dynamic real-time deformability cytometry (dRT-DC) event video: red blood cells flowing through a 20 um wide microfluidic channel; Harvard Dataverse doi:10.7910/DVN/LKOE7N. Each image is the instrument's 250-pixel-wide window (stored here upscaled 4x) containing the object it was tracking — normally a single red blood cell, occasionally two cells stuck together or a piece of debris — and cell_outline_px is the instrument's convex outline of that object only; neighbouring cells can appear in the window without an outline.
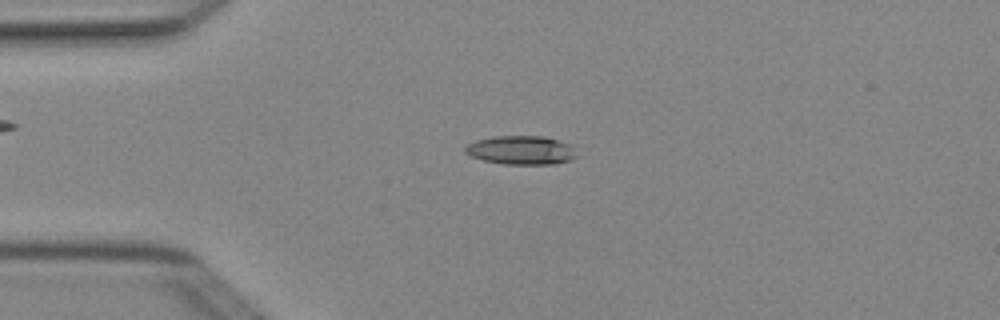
{"species": "Egyptian fruit bat (a non-hibernating species)", "species_latin": "Rousettus aegyptiacus", "temperature_condition": "cold", "stored_images_in_passage": 2, "camera_frame_rate_fps": 3000, "um_per_image_px": 0.085, "animal": {"sex": "female"}, "frame": {"image": 1, "passage_image": 1, "time_ms": 0.0, "image_size_px": [1000, 320], "cell_outline_px": [[576, 156], [568, 160], [552, 164], [504, 164], [484, 160], [472, 156], [464, 152], [464, 148], [468, 144], [476, 140], [492, 136], [544, 136], [560, 140], [572, 144]], "centroid_in_image_um": [44.29, 12.75], "position_along_channel_um": 40.7, "area_um2": 18.67}}